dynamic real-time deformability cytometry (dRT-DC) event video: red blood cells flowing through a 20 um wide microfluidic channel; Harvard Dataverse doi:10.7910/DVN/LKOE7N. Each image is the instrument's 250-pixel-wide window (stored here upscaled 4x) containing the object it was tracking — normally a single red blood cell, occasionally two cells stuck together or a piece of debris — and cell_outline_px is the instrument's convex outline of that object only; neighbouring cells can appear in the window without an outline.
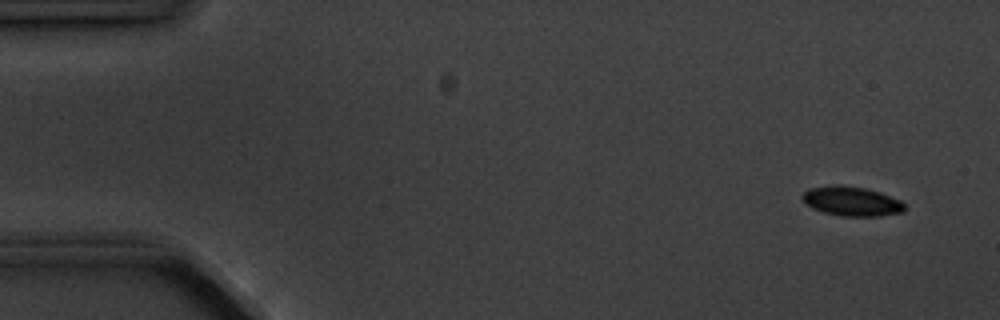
{"species": "common noctule bat (a hibernating species)", "species_latin": "Nyctalus noctula", "temperature_condition": "cold", "stored_images_in_passage": 7, "camera_frame_rate_fps": 3000, "um_per_image_px": 0.085, "animal": {"sex": "male", "body_mass_g": 20.1, "forearm_length_mm": 53.5}, "frame": {"image": 1, "passage_image": 1, "time_ms": 0.0, "image_size_px": [1000, 320], "cell_outline_px": [[904, 212], [880, 216], [840, 216], [824, 212], [812, 208], [800, 196], [808, 188], [836, 184], [840, 184], [864, 188], [880, 192], [900, 200], [904, 204]], "centroid_in_image_um": [72.38, 17.1], "position_along_channel_um": 12.6, "area_um2": 17.57}}
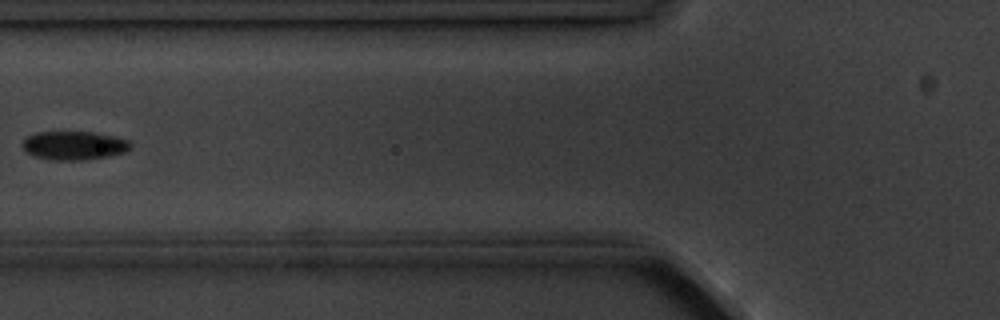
{"frame": {"image": 2, "passage_image": 6, "time_ms": 6.0, "image_size_px": [1000, 320], "cell_outline_px": [[132, 148], [124, 152], [108, 156], [84, 160], [52, 160], [32, 156], [20, 144], [28, 136], [36, 132], [92, 132], [116, 136], [128, 140], [132, 144]], "centroid_in_image_um": [6.3, 12.37], "position_along_channel_um": 119.5, "area_um2": 18.15}}
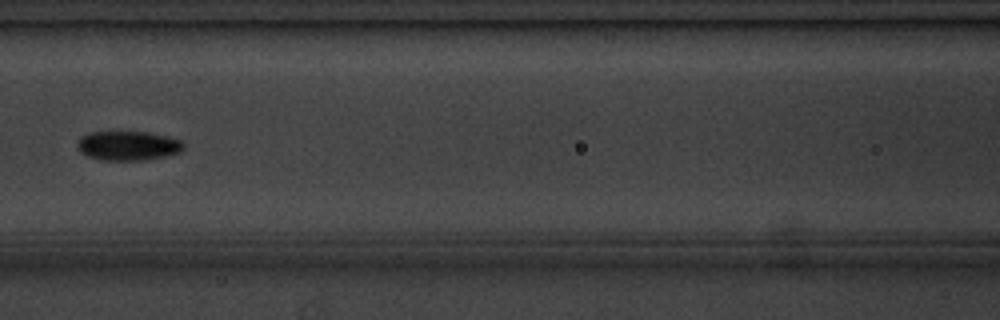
{"frame": {"image": 3, "passage_image": 7, "time_ms": 7.0, "image_size_px": [1000, 320], "cell_outline_px": [[184, 148], [180, 152], [164, 156], [140, 160], [100, 160], [88, 156], [80, 152], [76, 148], [76, 140], [80, 136], [88, 132], [148, 132], [168, 136], [184, 140]], "centroid_in_image_um": [10.85, 12.37], "position_along_channel_um": 155.7, "area_um2": 18.44}}